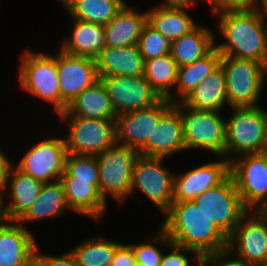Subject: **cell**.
Returning <instances> with one entry per match:
<instances>
[{"label": "cell", "mask_w": 267, "mask_h": 266, "mask_svg": "<svg viewBox=\"0 0 267 266\" xmlns=\"http://www.w3.org/2000/svg\"><path fill=\"white\" fill-rule=\"evenodd\" d=\"M160 6L165 7H188L190 5L196 4L198 0H165ZM200 1V0H199Z\"/></svg>", "instance_id": "43"}, {"label": "cell", "mask_w": 267, "mask_h": 266, "mask_svg": "<svg viewBox=\"0 0 267 266\" xmlns=\"http://www.w3.org/2000/svg\"><path fill=\"white\" fill-rule=\"evenodd\" d=\"M38 251L39 249L36 247L35 254L46 264V266H79L70 251L57 257L40 254Z\"/></svg>", "instance_id": "41"}, {"label": "cell", "mask_w": 267, "mask_h": 266, "mask_svg": "<svg viewBox=\"0 0 267 266\" xmlns=\"http://www.w3.org/2000/svg\"><path fill=\"white\" fill-rule=\"evenodd\" d=\"M158 231L156 237L154 236L151 240L153 244L161 243V245H166L172 249V252L162 256L160 266H190V260L186 256V252L196 254L198 265H201V257L195 251L173 244L161 228Z\"/></svg>", "instance_id": "36"}, {"label": "cell", "mask_w": 267, "mask_h": 266, "mask_svg": "<svg viewBox=\"0 0 267 266\" xmlns=\"http://www.w3.org/2000/svg\"><path fill=\"white\" fill-rule=\"evenodd\" d=\"M137 266H160L163 253L152 242L131 245Z\"/></svg>", "instance_id": "37"}, {"label": "cell", "mask_w": 267, "mask_h": 266, "mask_svg": "<svg viewBox=\"0 0 267 266\" xmlns=\"http://www.w3.org/2000/svg\"><path fill=\"white\" fill-rule=\"evenodd\" d=\"M139 153L136 149L114 144L97 154L99 192L106 201L109 193L119 204L130 195L133 165Z\"/></svg>", "instance_id": "7"}, {"label": "cell", "mask_w": 267, "mask_h": 266, "mask_svg": "<svg viewBox=\"0 0 267 266\" xmlns=\"http://www.w3.org/2000/svg\"><path fill=\"white\" fill-rule=\"evenodd\" d=\"M186 150L183 139V122L179 110L173 105L153 128L151 136L137 150L148 157H169Z\"/></svg>", "instance_id": "18"}, {"label": "cell", "mask_w": 267, "mask_h": 266, "mask_svg": "<svg viewBox=\"0 0 267 266\" xmlns=\"http://www.w3.org/2000/svg\"><path fill=\"white\" fill-rule=\"evenodd\" d=\"M34 238L17 221H0V266H27L37 247Z\"/></svg>", "instance_id": "19"}, {"label": "cell", "mask_w": 267, "mask_h": 266, "mask_svg": "<svg viewBox=\"0 0 267 266\" xmlns=\"http://www.w3.org/2000/svg\"><path fill=\"white\" fill-rule=\"evenodd\" d=\"M58 115L98 120H113L117 116L100 80L77 95Z\"/></svg>", "instance_id": "22"}, {"label": "cell", "mask_w": 267, "mask_h": 266, "mask_svg": "<svg viewBox=\"0 0 267 266\" xmlns=\"http://www.w3.org/2000/svg\"><path fill=\"white\" fill-rule=\"evenodd\" d=\"M220 60L221 54L217 48L214 47L201 59H198L189 65L179 66L177 70V80L175 86L178 90L174 91L178 93H172L168 100L171 103H176L178 101L181 102L220 65Z\"/></svg>", "instance_id": "29"}, {"label": "cell", "mask_w": 267, "mask_h": 266, "mask_svg": "<svg viewBox=\"0 0 267 266\" xmlns=\"http://www.w3.org/2000/svg\"><path fill=\"white\" fill-rule=\"evenodd\" d=\"M173 105L182 118L185 148H202L226 158V121L219 111L196 110L182 102Z\"/></svg>", "instance_id": "4"}, {"label": "cell", "mask_w": 267, "mask_h": 266, "mask_svg": "<svg viewBox=\"0 0 267 266\" xmlns=\"http://www.w3.org/2000/svg\"><path fill=\"white\" fill-rule=\"evenodd\" d=\"M110 266H137L134 252L130 245L120 244Z\"/></svg>", "instance_id": "40"}, {"label": "cell", "mask_w": 267, "mask_h": 266, "mask_svg": "<svg viewBox=\"0 0 267 266\" xmlns=\"http://www.w3.org/2000/svg\"><path fill=\"white\" fill-rule=\"evenodd\" d=\"M261 13V16L264 18L266 17L267 18V12H260ZM265 30H266V36H267V19L265 21Z\"/></svg>", "instance_id": "48"}, {"label": "cell", "mask_w": 267, "mask_h": 266, "mask_svg": "<svg viewBox=\"0 0 267 266\" xmlns=\"http://www.w3.org/2000/svg\"><path fill=\"white\" fill-rule=\"evenodd\" d=\"M226 120V159L231 154L262 153L267 149V111L259 106L232 107Z\"/></svg>", "instance_id": "3"}, {"label": "cell", "mask_w": 267, "mask_h": 266, "mask_svg": "<svg viewBox=\"0 0 267 266\" xmlns=\"http://www.w3.org/2000/svg\"><path fill=\"white\" fill-rule=\"evenodd\" d=\"M226 77L228 106L255 107L264 87L266 67L259 62L234 56H221Z\"/></svg>", "instance_id": "5"}, {"label": "cell", "mask_w": 267, "mask_h": 266, "mask_svg": "<svg viewBox=\"0 0 267 266\" xmlns=\"http://www.w3.org/2000/svg\"><path fill=\"white\" fill-rule=\"evenodd\" d=\"M95 60L99 77L144 75L145 61L138 45L105 47Z\"/></svg>", "instance_id": "20"}, {"label": "cell", "mask_w": 267, "mask_h": 266, "mask_svg": "<svg viewBox=\"0 0 267 266\" xmlns=\"http://www.w3.org/2000/svg\"><path fill=\"white\" fill-rule=\"evenodd\" d=\"M230 175V161L225 157L220 161L205 163L186 173L175 174L173 203L193 201L207 189L218 186Z\"/></svg>", "instance_id": "17"}, {"label": "cell", "mask_w": 267, "mask_h": 266, "mask_svg": "<svg viewBox=\"0 0 267 266\" xmlns=\"http://www.w3.org/2000/svg\"><path fill=\"white\" fill-rule=\"evenodd\" d=\"M65 171L74 180L91 181V185H99V172L96 155H77L68 153Z\"/></svg>", "instance_id": "34"}, {"label": "cell", "mask_w": 267, "mask_h": 266, "mask_svg": "<svg viewBox=\"0 0 267 266\" xmlns=\"http://www.w3.org/2000/svg\"><path fill=\"white\" fill-rule=\"evenodd\" d=\"M225 43L215 44L221 56H234L262 63L267 68V36L259 8L219 12Z\"/></svg>", "instance_id": "2"}, {"label": "cell", "mask_w": 267, "mask_h": 266, "mask_svg": "<svg viewBox=\"0 0 267 266\" xmlns=\"http://www.w3.org/2000/svg\"><path fill=\"white\" fill-rule=\"evenodd\" d=\"M69 123L65 145L68 153L97 155L118 144L115 120H98L77 116H60Z\"/></svg>", "instance_id": "10"}, {"label": "cell", "mask_w": 267, "mask_h": 266, "mask_svg": "<svg viewBox=\"0 0 267 266\" xmlns=\"http://www.w3.org/2000/svg\"><path fill=\"white\" fill-rule=\"evenodd\" d=\"M229 255H231V253L227 249L205 255L201 257V266H207L210 263H212V265L214 264L213 266H255L240 258L229 260L227 258Z\"/></svg>", "instance_id": "39"}, {"label": "cell", "mask_w": 267, "mask_h": 266, "mask_svg": "<svg viewBox=\"0 0 267 266\" xmlns=\"http://www.w3.org/2000/svg\"><path fill=\"white\" fill-rule=\"evenodd\" d=\"M160 228L170 241L195 251L200 257L227 249L228 238L193 201L172 203Z\"/></svg>", "instance_id": "1"}, {"label": "cell", "mask_w": 267, "mask_h": 266, "mask_svg": "<svg viewBox=\"0 0 267 266\" xmlns=\"http://www.w3.org/2000/svg\"><path fill=\"white\" fill-rule=\"evenodd\" d=\"M75 22L70 38L63 41L60 50L76 56L96 59L106 47L104 26L80 19L72 18Z\"/></svg>", "instance_id": "25"}, {"label": "cell", "mask_w": 267, "mask_h": 266, "mask_svg": "<svg viewBox=\"0 0 267 266\" xmlns=\"http://www.w3.org/2000/svg\"><path fill=\"white\" fill-rule=\"evenodd\" d=\"M234 158L231 156L230 175L241 201L248 211H260L267 203V151Z\"/></svg>", "instance_id": "8"}, {"label": "cell", "mask_w": 267, "mask_h": 266, "mask_svg": "<svg viewBox=\"0 0 267 266\" xmlns=\"http://www.w3.org/2000/svg\"><path fill=\"white\" fill-rule=\"evenodd\" d=\"M120 244L99 236L75 246L70 252L79 266H110Z\"/></svg>", "instance_id": "33"}, {"label": "cell", "mask_w": 267, "mask_h": 266, "mask_svg": "<svg viewBox=\"0 0 267 266\" xmlns=\"http://www.w3.org/2000/svg\"><path fill=\"white\" fill-rule=\"evenodd\" d=\"M56 68L60 87V113L86 88L99 81L96 60L84 56L56 54Z\"/></svg>", "instance_id": "14"}, {"label": "cell", "mask_w": 267, "mask_h": 266, "mask_svg": "<svg viewBox=\"0 0 267 266\" xmlns=\"http://www.w3.org/2000/svg\"><path fill=\"white\" fill-rule=\"evenodd\" d=\"M211 5L212 13L215 15L225 10H242L259 8L260 0H207ZM260 2V3H259Z\"/></svg>", "instance_id": "38"}, {"label": "cell", "mask_w": 267, "mask_h": 266, "mask_svg": "<svg viewBox=\"0 0 267 266\" xmlns=\"http://www.w3.org/2000/svg\"><path fill=\"white\" fill-rule=\"evenodd\" d=\"M137 45L144 61L167 55L171 48V42L148 23L143 26Z\"/></svg>", "instance_id": "35"}, {"label": "cell", "mask_w": 267, "mask_h": 266, "mask_svg": "<svg viewBox=\"0 0 267 266\" xmlns=\"http://www.w3.org/2000/svg\"><path fill=\"white\" fill-rule=\"evenodd\" d=\"M215 35L207 27L197 26L191 32L171 42L170 54L177 66L201 59L215 47Z\"/></svg>", "instance_id": "27"}, {"label": "cell", "mask_w": 267, "mask_h": 266, "mask_svg": "<svg viewBox=\"0 0 267 266\" xmlns=\"http://www.w3.org/2000/svg\"><path fill=\"white\" fill-rule=\"evenodd\" d=\"M72 18L106 25L125 6L124 0H58Z\"/></svg>", "instance_id": "31"}, {"label": "cell", "mask_w": 267, "mask_h": 266, "mask_svg": "<svg viewBox=\"0 0 267 266\" xmlns=\"http://www.w3.org/2000/svg\"><path fill=\"white\" fill-rule=\"evenodd\" d=\"M67 154L64 138H49L31 147L16 167L43 183L55 182L65 171Z\"/></svg>", "instance_id": "15"}, {"label": "cell", "mask_w": 267, "mask_h": 266, "mask_svg": "<svg viewBox=\"0 0 267 266\" xmlns=\"http://www.w3.org/2000/svg\"><path fill=\"white\" fill-rule=\"evenodd\" d=\"M177 70V63L169 53L145 60L144 77L160 98L168 99L176 85Z\"/></svg>", "instance_id": "32"}, {"label": "cell", "mask_w": 267, "mask_h": 266, "mask_svg": "<svg viewBox=\"0 0 267 266\" xmlns=\"http://www.w3.org/2000/svg\"><path fill=\"white\" fill-rule=\"evenodd\" d=\"M181 102L189 108L211 111H221L223 106L228 105L222 66L219 65Z\"/></svg>", "instance_id": "24"}, {"label": "cell", "mask_w": 267, "mask_h": 266, "mask_svg": "<svg viewBox=\"0 0 267 266\" xmlns=\"http://www.w3.org/2000/svg\"><path fill=\"white\" fill-rule=\"evenodd\" d=\"M68 206L63 184L60 180L44 183L29 209L17 220L18 223L36 221L45 217L59 216Z\"/></svg>", "instance_id": "30"}, {"label": "cell", "mask_w": 267, "mask_h": 266, "mask_svg": "<svg viewBox=\"0 0 267 266\" xmlns=\"http://www.w3.org/2000/svg\"><path fill=\"white\" fill-rule=\"evenodd\" d=\"M5 185L0 183V221H6L7 220V209L4 204V198H2V192L5 191ZM4 205V206H3Z\"/></svg>", "instance_id": "44"}, {"label": "cell", "mask_w": 267, "mask_h": 266, "mask_svg": "<svg viewBox=\"0 0 267 266\" xmlns=\"http://www.w3.org/2000/svg\"><path fill=\"white\" fill-rule=\"evenodd\" d=\"M164 159L138 155L133 165L130 194L139 189L165 213L173 203L175 174L162 166Z\"/></svg>", "instance_id": "11"}, {"label": "cell", "mask_w": 267, "mask_h": 266, "mask_svg": "<svg viewBox=\"0 0 267 266\" xmlns=\"http://www.w3.org/2000/svg\"><path fill=\"white\" fill-rule=\"evenodd\" d=\"M60 181L71 210L93 219L104 215L106 201L99 192V185H91V181L74 180L66 171L61 175Z\"/></svg>", "instance_id": "21"}, {"label": "cell", "mask_w": 267, "mask_h": 266, "mask_svg": "<svg viewBox=\"0 0 267 266\" xmlns=\"http://www.w3.org/2000/svg\"><path fill=\"white\" fill-rule=\"evenodd\" d=\"M146 23V12H136L126 3L116 16L104 25L106 47L137 45Z\"/></svg>", "instance_id": "23"}, {"label": "cell", "mask_w": 267, "mask_h": 266, "mask_svg": "<svg viewBox=\"0 0 267 266\" xmlns=\"http://www.w3.org/2000/svg\"><path fill=\"white\" fill-rule=\"evenodd\" d=\"M19 66V82L21 88L54 105L56 113H60V87L56 68V56L45 53H23Z\"/></svg>", "instance_id": "9"}, {"label": "cell", "mask_w": 267, "mask_h": 266, "mask_svg": "<svg viewBox=\"0 0 267 266\" xmlns=\"http://www.w3.org/2000/svg\"><path fill=\"white\" fill-rule=\"evenodd\" d=\"M267 219V203L259 211Z\"/></svg>", "instance_id": "47"}, {"label": "cell", "mask_w": 267, "mask_h": 266, "mask_svg": "<svg viewBox=\"0 0 267 266\" xmlns=\"http://www.w3.org/2000/svg\"><path fill=\"white\" fill-rule=\"evenodd\" d=\"M27 266H46V264L36 254H34L30 258Z\"/></svg>", "instance_id": "45"}, {"label": "cell", "mask_w": 267, "mask_h": 266, "mask_svg": "<svg viewBox=\"0 0 267 266\" xmlns=\"http://www.w3.org/2000/svg\"><path fill=\"white\" fill-rule=\"evenodd\" d=\"M172 106L168 99L161 98L151 107L117 115L114 120L118 144L138 150Z\"/></svg>", "instance_id": "16"}, {"label": "cell", "mask_w": 267, "mask_h": 266, "mask_svg": "<svg viewBox=\"0 0 267 266\" xmlns=\"http://www.w3.org/2000/svg\"><path fill=\"white\" fill-rule=\"evenodd\" d=\"M7 184L11 190L8 197H11L12 200L6 206L7 220L17 221L36 200L44 183L23 173L17 167H13L5 188H7Z\"/></svg>", "instance_id": "26"}, {"label": "cell", "mask_w": 267, "mask_h": 266, "mask_svg": "<svg viewBox=\"0 0 267 266\" xmlns=\"http://www.w3.org/2000/svg\"><path fill=\"white\" fill-rule=\"evenodd\" d=\"M227 250L249 264L263 266L267 262V219L259 211H248L228 237Z\"/></svg>", "instance_id": "12"}, {"label": "cell", "mask_w": 267, "mask_h": 266, "mask_svg": "<svg viewBox=\"0 0 267 266\" xmlns=\"http://www.w3.org/2000/svg\"><path fill=\"white\" fill-rule=\"evenodd\" d=\"M111 105L117 115L144 109L156 104L161 98L142 76H102Z\"/></svg>", "instance_id": "13"}, {"label": "cell", "mask_w": 267, "mask_h": 266, "mask_svg": "<svg viewBox=\"0 0 267 266\" xmlns=\"http://www.w3.org/2000/svg\"><path fill=\"white\" fill-rule=\"evenodd\" d=\"M193 202L227 238L248 212L231 175L218 186L199 194Z\"/></svg>", "instance_id": "6"}, {"label": "cell", "mask_w": 267, "mask_h": 266, "mask_svg": "<svg viewBox=\"0 0 267 266\" xmlns=\"http://www.w3.org/2000/svg\"><path fill=\"white\" fill-rule=\"evenodd\" d=\"M12 162L5 156L0 149V183L6 186L7 178L9 177L13 168Z\"/></svg>", "instance_id": "42"}, {"label": "cell", "mask_w": 267, "mask_h": 266, "mask_svg": "<svg viewBox=\"0 0 267 266\" xmlns=\"http://www.w3.org/2000/svg\"><path fill=\"white\" fill-rule=\"evenodd\" d=\"M262 4L261 7L259 8L260 12H267V0H261Z\"/></svg>", "instance_id": "46"}, {"label": "cell", "mask_w": 267, "mask_h": 266, "mask_svg": "<svg viewBox=\"0 0 267 266\" xmlns=\"http://www.w3.org/2000/svg\"><path fill=\"white\" fill-rule=\"evenodd\" d=\"M147 23L170 42L191 32L198 25L185 7L157 6L146 11Z\"/></svg>", "instance_id": "28"}]
</instances>
